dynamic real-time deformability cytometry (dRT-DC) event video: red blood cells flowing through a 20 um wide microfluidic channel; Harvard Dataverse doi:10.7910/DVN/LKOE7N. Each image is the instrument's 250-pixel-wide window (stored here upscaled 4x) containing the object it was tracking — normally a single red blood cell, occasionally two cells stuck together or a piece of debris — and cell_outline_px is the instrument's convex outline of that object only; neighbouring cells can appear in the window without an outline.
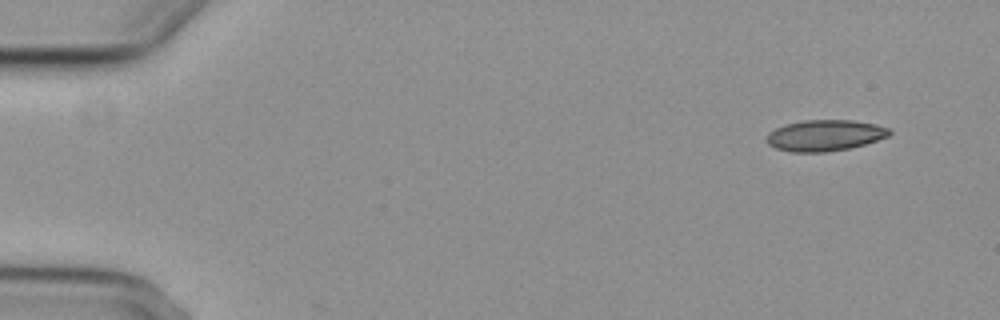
{"species": "common noctule bat (a hibernating species)", "species_latin": "Nyctalus noctula", "temperature_condition": "cold", "stored_images_in_passage": 4, "camera_frame_rate_fps": 3000, "um_per_image_px": 0.085, "animal": {"sex": "female", "body_mass_g": 29.2, "forearm_length_mm": 56.3}, "frame": {"image": 1, "passage_image": 1, "time_ms": 0.0, "image_size_px": [1000, 320], "cell_outline_px": [[892, 132], [888, 136], [864, 144], [848, 148], [824, 152], [792, 152], [776, 148], [768, 144], [768, 132], [784, 124], [804, 120], [852, 120], [876, 124], [888, 128]], "centroid_in_image_um": [70.1, 11.5], "position_along_channel_um": 14.9, "area_um2": 22.08}}
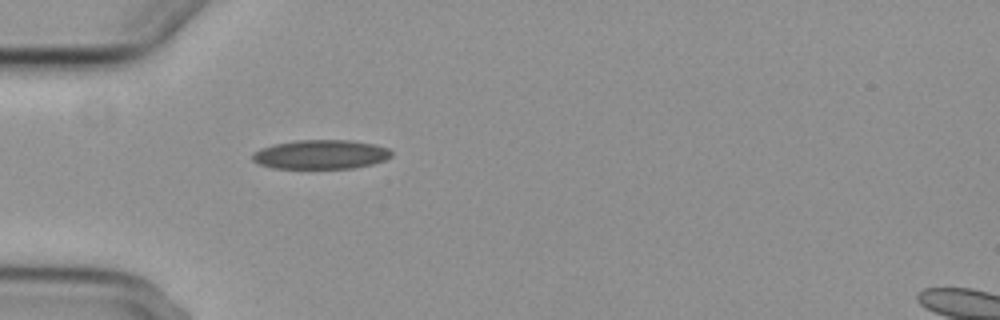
{"frame": {"image": 2, "passage_image": 4, "time_ms": 4.333, "image_size_px": [1000, 320], "cell_outline_px": [[392, 156], [384, 160], [372, 164], [352, 168], [272, 168], [260, 164], [252, 160], [252, 152], [260, 148], [272, 144], [296, 140], [352, 140], [376, 144], [388, 148], [392, 152]], "centroid_in_image_um": [27.26, 13.12], "position_along_channel_um": 57.7, "area_um2": 23.81}}